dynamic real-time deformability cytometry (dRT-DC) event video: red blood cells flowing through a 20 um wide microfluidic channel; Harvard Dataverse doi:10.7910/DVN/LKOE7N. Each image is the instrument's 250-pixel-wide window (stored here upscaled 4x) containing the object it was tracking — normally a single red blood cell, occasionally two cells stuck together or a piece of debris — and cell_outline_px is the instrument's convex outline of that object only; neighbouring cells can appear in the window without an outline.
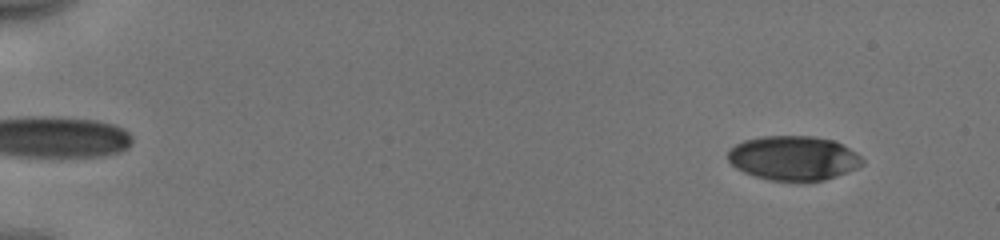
{"species": "human", "species_latin": "Homo sapiens", "temperature_condition": "cold", "stored_images_in_passage": 53, "camera_frame_rate_fps": 3000, "um_per_image_px": 0.085, "donor": {"sex": "male"}, "frame": {"image": 1, "passage_image": 5, "time_ms": 1.333, "image_size_px": [1000, 240], "cell_outline_px": [[864, 164], [856, 168], [836, 176], [824, 180], [808, 184], [768, 180], [744, 172], [736, 168], [728, 160], [728, 152], [736, 144], [744, 140], [764, 136], [812, 136], [832, 140], [856, 152], [864, 160]], "centroid_in_image_um": [67.45, 13.47], "position_along_channel_um": 17.5, "area_um2": 35.2}}
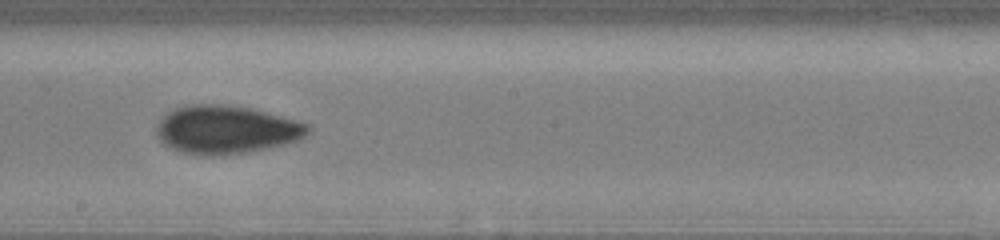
{"frame": {"image": 2, "passage_image": 32, "time_ms": 10.333, "image_size_px": [1000, 240], "cell_outline_px": [[312, 132], [300, 140], [268, 148], [220, 156], [208, 156], [180, 152], [164, 144], [160, 140], [156, 132], [156, 128], [160, 120], [168, 112], [176, 108], [192, 104], [220, 104], [252, 108], [308, 124], [312, 128]], "centroid_in_image_um": [19.25, 11.03], "position_along_channel_um": 229.0, "area_um2": 42.6}}
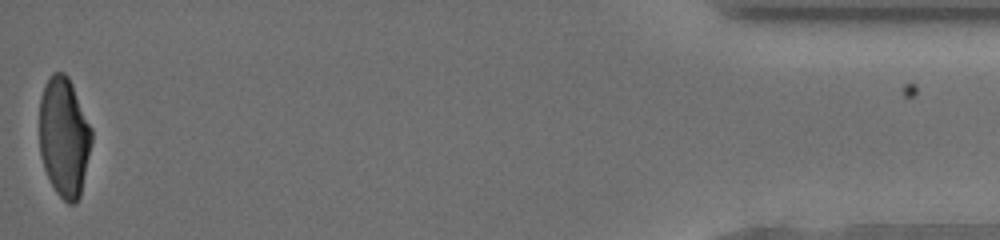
{"frame": {"image": 3, "passage_image": 53, "time_ms": 17.333, "image_size_px": [1000, 240], "cell_outline_px": [[92, 140], [80, 196], [72, 204], [68, 204], [56, 192], [44, 168], [40, 156], [40, 96], [44, 84], [48, 76], [52, 72], [64, 72], [68, 76], [72, 84], [92, 128]], "centroid_in_image_um": [5.44, 11.6], "position_along_channel_um": 429.8, "area_um2": 36.41}, "authors_computed_cell_mechanics": {"area_um2": 38.2636, "velocity_mm_per_s": 3.9776, "shape_relaxation_time_tau1_ms": 4.4482, "shape_relaxation_time_tau2_ms": 1.4649, "deformation_change_tau1": 0.1661, "deformation_change_tau2": 0.064}}